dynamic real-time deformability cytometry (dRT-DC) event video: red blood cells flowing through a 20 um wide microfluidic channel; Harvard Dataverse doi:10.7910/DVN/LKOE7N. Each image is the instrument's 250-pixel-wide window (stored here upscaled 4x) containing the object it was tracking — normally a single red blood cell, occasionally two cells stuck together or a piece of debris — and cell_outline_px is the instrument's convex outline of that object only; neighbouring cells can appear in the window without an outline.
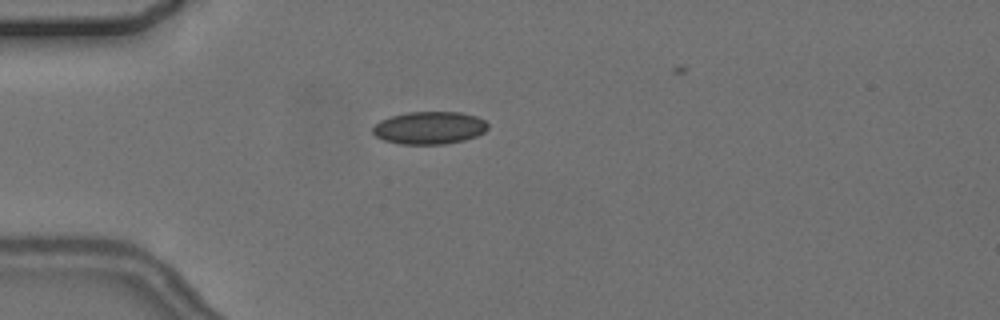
{"species": "common noctule bat (a hibernating species)", "species_latin": "Nyctalus noctula", "temperature_condition": "cold", "stored_images_in_passage": 2, "camera_frame_rate_fps": 3000, "um_per_image_px": 0.085, "animal": {"sex": "female", "body_mass_g": 24.6, "forearm_length_mm": 56.2}, "frame": {"image": 1, "passage_image": 1, "time_ms": 0.0, "image_size_px": [1000, 320], "cell_outline_px": [[488, 128], [484, 132], [476, 136], [464, 140], [444, 144], [400, 144], [384, 140], [376, 136], [372, 132], [372, 128], [380, 120], [392, 116], [408, 112], [460, 112], [476, 116], [484, 120], [488, 124]], "centroid_in_image_um": [36.5, 10.86], "position_along_channel_um": 48.5, "area_um2": 21.85}}